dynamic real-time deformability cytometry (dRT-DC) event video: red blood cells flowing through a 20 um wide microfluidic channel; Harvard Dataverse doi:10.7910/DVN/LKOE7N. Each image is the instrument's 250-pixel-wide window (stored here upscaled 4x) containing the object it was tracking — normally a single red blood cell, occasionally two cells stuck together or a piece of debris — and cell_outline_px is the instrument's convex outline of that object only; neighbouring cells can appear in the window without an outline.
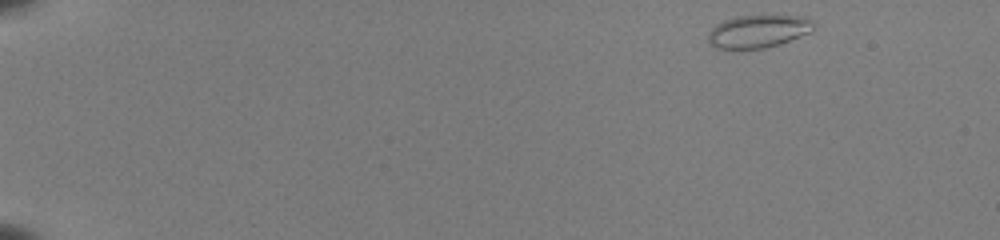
{"species": "common noctule bat (a hibernating species)", "species_latin": "Nyctalus noctula", "temperature_condition": "room temperature", "stored_images_in_passage": 48, "camera_frame_rate_fps": 3000, "um_per_image_px": 0.085, "animal": {"sex": "female", "body_mass_g": 22.0, "forearm_length_mm": 56.7}, "frame": {"image": 1, "passage_image": 1, "time_ms": 0.0, "image_size_px": [1000, 240], "cell_outline_px": [[816, 24], [812, 32], [780, 44], [764, 48], [712, 48], [708, 40], [708, 32], [716, 24], [724, 20], [736, 16], [804, 16], [812, 20]], "centroid_in_image_um": [64.47, 2.66], "position_along_channel_um": 20.5, "area_um2": 20.23}}
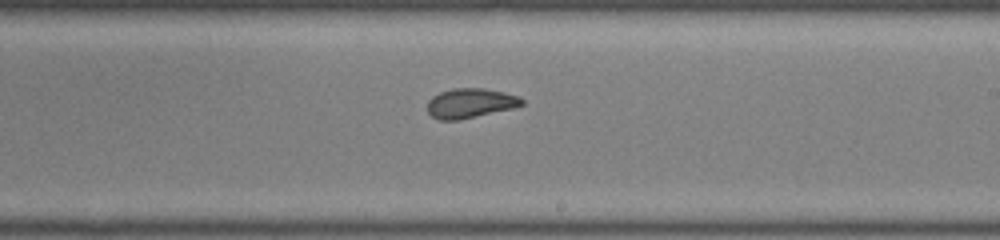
{"frame": {"image": 2, "passage_image": 29, "time_ms": 9.333, "image_size_px": [1000, 240], "cell_outline_px": [[524, 104], [516, 108], [460, 120], [440, 120], [432, 116], [428, 112], [428, 100], [432, 96], [440, 92], [452, 88], [484, 88], [504, 92], [520, 96], [524, 100]], "centroid_in_image_um": [40.01, 8.77], "position_along_channel_um": 249.0, "area_um2": 16.59}}
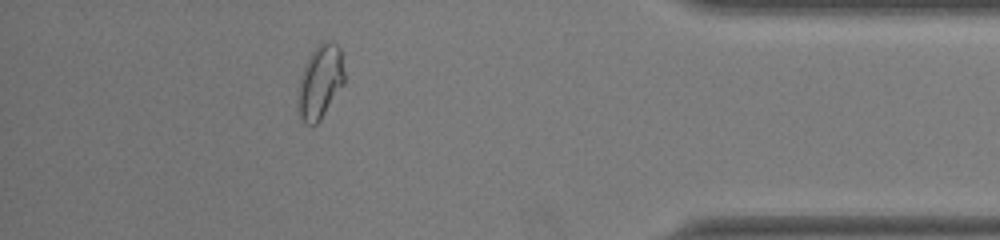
{"frame": {"image": 3, "passage_image": 43, "time_ms": 14.0, "image_size_px": [1000, 240], "cell_outline_px": [[344, 84], [320, 120], [316, 124], [308, 124], [300, 116], [296, 100], [300, 80], [304, 64], [308, 56], [324, 40], [328, 40], [336, 44], [340, 48], [344, 72]], "centroid_in_image_um": [27.21, 6.94], "position_along_channel_um": 408.0, "area_um2": 19.83}}